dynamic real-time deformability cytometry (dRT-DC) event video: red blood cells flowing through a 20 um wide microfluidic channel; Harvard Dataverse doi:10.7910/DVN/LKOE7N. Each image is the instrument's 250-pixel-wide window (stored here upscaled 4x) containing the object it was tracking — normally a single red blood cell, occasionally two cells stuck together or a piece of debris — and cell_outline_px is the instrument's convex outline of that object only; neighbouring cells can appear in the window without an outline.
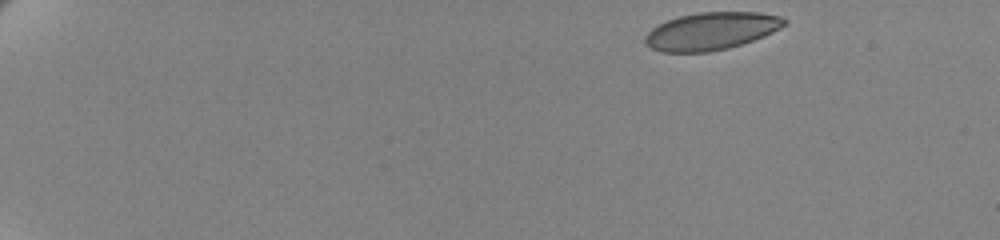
{"species": "human", "species_latin": "Homo sapiens", "temperature_condition": "cold", "stored_images_in_passage": 53, "camera_frame_rate_fps": 3000, "um_per_image_px": 0.085, "donor": {"sex": "female"}, "frame": {"image": 1, "passage_image": 1, "time_ms": 0.0, "image_size_px": [1000, 240], "cell_outline_px": [[788, 20], [780, 28], [764, 36], [728, 48], [708, 52], [660, 52], [644, 44], [644, 36], [652, 28], [668, 20], [680, 16], [700, 12], [760, 12], [780, 16]], "centroid_in_image_um": [60.44, 2.64], "position_along_channel_um": 24.6, "area_um2": 30.35}}
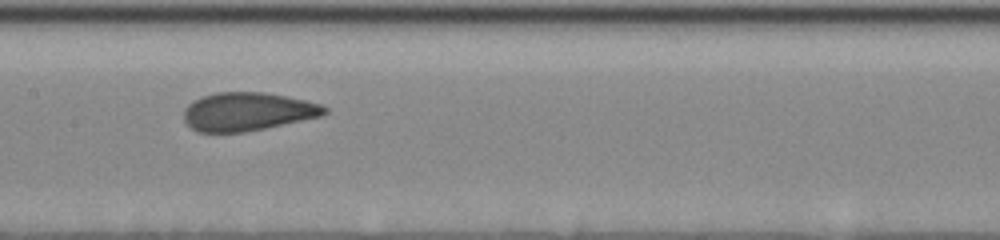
{"frame": {"image": 2, "passage_image": 27, "time_ms": 8.667, "image_size_px": [1000, 240], "cell_outline_px": [[328, 112], [320, 116], [264, 128], [244, 132], [200, 132], [192, 128], [184, 120], [184, 108], [192, 100], [216, 92], [264, 92], [304, 100], [320, 104], [328, 108]], "centroid_in_image_um": [21.01, 9.48], "position_along_channel_um": 186.4, "area_um2": 31.15}}
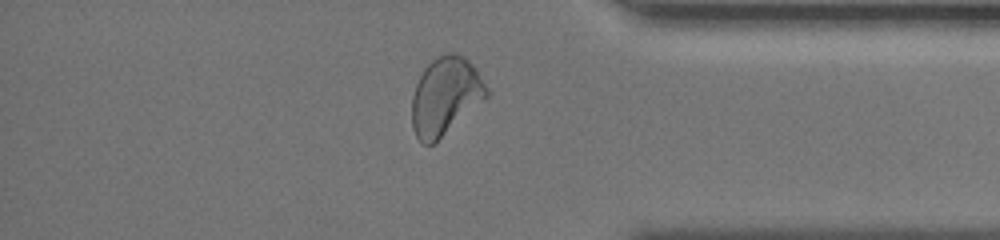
{"frame": {"image": 3, "passage_image": 46, "time_ms": 15.0, "image_size_px": [1000, 240], "cell_outline_px": [[488, 96], [432, 144], [424, 144], [416, 136], [412, 128], [412, 96], [416, 84], [424, 68], [432, 60], [448, 52], [452, 52], [464, 56], [476, 68], [488, 92]], "centroid_in_image_um": [37.83, 8.14], "position_along_channel_um": 397.4, "area_um2": 33.12}, "authors_computed_cell_mechanics": {"area_um2": 32.079, "velocity_mm_per_s": 3.4555, "shape_relaxation_time_tau1_ms": 6.8652, "shape_relaxation_time_tau2_ms": 0.8029, "deformation_change_tau1": 0.1502, "deformation_change_tau2": 0.047}}